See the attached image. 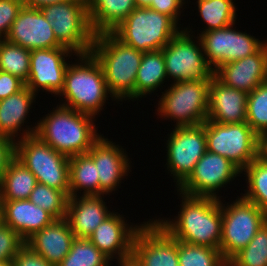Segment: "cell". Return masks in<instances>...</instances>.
Listing matches in <instances>:
<instances>
[{
    "instance_id": "6da1fadb",
    "label": "cell",
    "mask_w": 267,
    "mask_h": 266,
    "mask_svg": "<svg viewBox=\"0 0 267 266\" xmlns=\"http://www.w3.org/2000/svg\"><path fill=\"white\" fill-rule=\"evenodd\" d=\"M181 204L177 216L154 221L177 241L219 249L222 236L221 199L190 196L178 192Z\"/></svg>"
},
{
    "instance_id": "7a4b0ae2",
    "label": "cell",
    "mask_w": 267,
    "mask_h": 266,
    "mask_svg": "<svg viewBox=\"0 0 267 266\" xmlns=\"http://www.w3.org/2000/svg\"><path fill=\"white\" fill-rule=\"evenodd\" d=\"M94 121L95 117L58 103L40 118L37 124L35 122V135L57 152L70 158L87 153L102 136L97 133Z\"/></svg>"
},
{
    "instance_id": "3957f363",
    "label": "cell",
    "mask_w": 267,
    "mask_h": 266,
    "mask_svg": "<svg viewBox=\"0 0 267 266\" xmlns=\"http://www.w3.org/2000/svg\"><path fill=\"white\" fill-rule=\"evenodd\" d=\"M90 53L102 67L106 86L118 102L135 100V82L143 52L128 46L111 32L95 36Z\"/></svg>"
},
{
    "instance_id": "277c9868",
    "label": "cell",
    "mask_w": 267,
    "mask_h": 266,
    "mask_svg": "<svg viewBox=\"0 0 267 266\" xmlns=\"http://www.w3.org/2000/svg\"><path fill=\"white\" fill-rule=\"evenodd\" d=\"M70 63L63 88L57 95L64 99L60 105L93 117L100 115L109 97L116 101L109 95L102 67L91 53L78 54L77 60Z\"/></svg>"
},
{
    "instance_id": "5b68a950",
    "label": "cell",
    "mask_w": 267,
    "mask_h": 266,
    "mask_svg": "<svg viewBox=\"0 0 267 266\" xmlns=\"http://www.w3.org/2000/svg\"><path fill=\"white\" fill-rule=\"evenodd\" d=\"M180 26L165 14L136 7L111 33L136 50L150 52L162 50L182 30Z\"/></svg>"
},
{
    "instance_id": "8992f818",
    "label": "cell",
    "mask_w": 267,
    "mask_h": 266,
    "mask_svg": "<svg viewBox=\"0 0 267 266\" xmlns=\"http://www.w3.org/2000/svg\"><path fill=\"white\" fill-rule=\"evenodd\" d=\"M210 79L172 83L161 92L157 116L175 122L174 127L203 124L208 117Z\"/></svg>"
},
{
    "instance_id": "52a82bcc",
    "label": "cell",
    "mask_w": 267,
    "mask_h": 266,
    "mask_svg": "<svg viewBox=\"0 0 267 266\" xmlns=\"http://www.w3.org/2000/svg\"><path fill=\"white\" fill-rule=\"evenodd\" d=\"M40 10L64 47L76 54L90 53L96 34L90 24L86 0H67L45 5Z\"/></svg>"
},
{
    "instance_id": "ba28073f",
    "label": "cell",
    "mask_w": 267,
    "mask_h": 266,
    "mask_svg": "<svg viewBox=\"0 0 267 266\" xmlns=\"http://www.w3.org/2000/svg\"><path fill=\"white\" fill-rule=\"evenodd\" d=\"M15 158L34 174L37 183L69 197V157L32 135L15 142Z\"/></svg>"
},
{
    "instance_id": "9c48e42d",
    "label": "cell",
    "mask_w": 267,
    "mask_h": 266,
    "mask_svg": "<svg viewBox=\"0 0 267 266\" xmlns=\"http://www.w3.org/2000/svg\"><path fill=\"white\" fill-rule=\"evenodd\" d=\"M222 201L225 200H221L222 236L219 249L226 260H231L267 222V214L242 196L231 203L223 204Z\"/></svg>"
},
{
    "instance_id": "30bf717a",
    "label": "cell",
    "mask_w": 267,
    "mask_h": 266,
    "mask_svg": "<svg viewBox=\"0 0 267 266\" xmlns=\"http://www.w3.org/2000/svg\"><path fill=\"white\" fill-rule=\"evenodd\" d=\"M192 33L190 26L182 28L162 49L167 78L174 83L211 79L214 76V70L207 62L198 34L195 37Z\"/></svg>"
},
{
    "instance_id": "8fae6325",
    "label": "cell",
    "mask_w": 267,
    "mask_h": 266,
    "mask_svg": "<svg viewBox=\"0 0 267 266\" xmlns=\"http://www.w3.org/2000/svg\"><path fill=\"white\" fill-rule=\"evenodd\" d=\"M207 151L230 160L241 171L257 156V133L246 123L205 121Z\"/></svg>"
},
{
    "instance_id": "7c38bea8",
    "label": "cell",
    "mask_w": 267,
    "mask_h": 266,
    "mask_svg": "<svg viewBox=\"0 0 267 266\" xmlns=\"http://www.w3.org/2000/svg\"><path fill=\"white\" fill-rule=\"evenodd\" d=\"M170 132L166 140L165 166L178 188L207 151L205 122L195 126L174 127Z\"/></svg>"
},
{
    "instance_id": "4fadbf2b",
    "label": "cell",
    "mask_w": 267,
    "mask_h": 266,
    "mask_svg": "<svg viewBox=\"0 0 267 266\" xmlns=\"http://www.w3.org/2000/svg\"><path fill=\"white\" fill-rule=\"evenodd\" d=\"M241 174L242 171L224 156L206 151L177 192L221 199L218 191Z\"/></svg>"
},
{
    "instance_id": "5bb4252c",
    "label": "cell",
    "mask_w": 267,
    "mask_h": 266,
    "mask_svg": "<svg viewBox=\"0 0 267 266\" xmlns=\"http://www.w3.org/2000/svg\"><path fill=\"white\" fill-rule=\"evenodd\" d=\"M234 25L199 35L207 62L214 71L223 64L253 55L267 42L236 30Z\"/></svg>"
},
{
    "instance_id": "9a60e30c",
    "label": "cell",
    "mask_w": 267,
    "mask_h": 266,
    "mask_svg": "<svg viewBox=\"0 0 267 266\" xmlns=\"http://www.w3.org/2000/svg\"><path fill=\"white\" fill-rule=\"evenodd\" d=\"M77 55L67 47L32 50L29 77L25 85L35 94L42 89L51 95H58L63 88L65 72L69 65L67 57L76 58Z\"/></svg>"
},
{
    "instance_id": "2e32d148",
    "label": "cell",
    "mask_w": 267,
    "mask_h": 266,
    "mask_svg": "<svg viewBox=\"0 0 267 266\" xmlns=\"http://www.w3.org/2000/svg\"><path fill=\"white\" fill-rule=\"evenodd\" d=\"M132 254L143 266H179L178 241L154 218L143 222L133 239Z\"/></svg>"
},
{
    "instance_id": "e0dca14e",
    "label": "cell",
    "mask_w": 267,
    "mask_h": 266,
    "mask_svg": "<svg viewBox=\"0 0 267 266\" xmlns=\"http://www.w3.org/2000/svg\"><path fill=\"white\" fill-rule=\"evenodd\" d=\"M124 150L121 145H116L102 134L87 152L97 167L100 195L104 197L118 190L121 180L131 172V160Z\"/></svg>"
},
{
    "instance_id": "ac0fdd59",
    "label": "cell",
    "mask_w": 267,
    "mask_h": 266,
    "mask_svg": "<svg viewBox=\"0 0 267 266\" xmlns=\"http://www.w3.org/2000/svg\"><path fill=\"white\" fill-rule=\"evenodd\" d=\"M5 39L30 51L64 47L57 40L52 25L42 11L25 6L19 10Z\"/></svg>"
},
{
    "instance_id": "d6986e66",
    "label": "cell",
    "mask_w": 267,
    "mask_h": 266,
    "mask_svg": "<svg viewBox=\"0 0 267 266\" xmlns=\"http://www.w3.org/2000/svg\"><path fill=\"white\" fill-rule=\"evenodd\" d=\"M214 76L227 87L252 92L267 81V42L253 55L219 66Z\"/></svg>"
},
{
    "instance_id": "ffe728a7",
    "label": "cell",
    "mask_w": 267,
    "mask_h": 266,
    "mask_svg": "<svg viewBox=\"0 0 267 266\" xmlns=\"http://www.w3.org/2000/svg\"><path fill=\"white\" fill-rule=\"evenodd\" d=\"M142 224H129L114 211L88 239L111 261L118 260L132 254L133 239Z\"/></svg>"
},
{
    "instance_id": "44dd1931",
    "label": "cell",
    "mask_w": 267,
    "mask_h": 266,
    "mask_svg": "<svg viewBox=\"0 0 267 266\" xmlns=\"http://www.w3.org/2000/svg\"><path fill=\"white\" fill-rule=\"evenodd\" d=\"M248 93L227 87L215 76L210 79L208 117L220 124L246 122Z\"/></svg>"
},
{
    "instance_id": "7402d4cb",
    "label": "cell",
    "mask_w": 267,
    "mask_h": 266,
    "mask_svg": "<svg viewBox=\"0 0 267 266\" xmlns=\"http://www.w3.org/2000/svg\"><path fill=\"white\" fill-rule=\"evenodd\" d=\"M36 97L37 94L25 85L20 91L0 100V135L14 142L35 135L37 126L26 125L27 128L24 129V123H27L30 109L34 108L32 105L36 102Z\"/></svg>"
},
{
    "instance_id": "603a6c76",
    "label": "cell",
    "mask_w": 267,
    "mask_h": 266,
    "mask_svg": "<svg viewBox=\"0 0 267 266\" xmlns=\"http://www.w3.org/2000/svg\"><path fill=\"white\" fill-rule=\"evenodd\" d=\"M103 196H69L66 219L75 238L88 239L114 213L106 206Z\"/></svg>"
},
{
    "instance_id": "cb8c5ba5",
    "label": "cell",
    "mask_w": 267,
    "mask_h": 266,
    "mask_svg": "<svg viewBox=\"0 0 267 266\" xmlns=\"http://www.w3.org/2000/svg\"><path fill=\"white\" fill-rule=\"evenodd\" d=\"M0 206L1 221L16 231L24 242L55 220L29 199L0 200Z\"/></svg>"
},
{
    "instance_id": "d4e9b609",
    "label": "cell",
    "mask_w": 267,
    "mask_h": 266,
    "mask_svg": "<svg viewBox=\"0 0 267 266\" xmlns=\"http://www.w3.org/2000/svg\"><path fill=\"white\" fill-rule=\"evenodd\" d=\"M75 235L66 218L55 219L51 224L31 236L25 244L44 257L53 266H58L69 253Z\"/></svg>"
},
{
    "instance_id": "484cf974",
    "label": "cell",
    "mask_w": 267,
    "mask_h": 266,
    "mask_svg": "<svg viewBox=\"0 0 267 266\" xmlns=\"http://www.w3.org/2000/svg\"><path fill=\"white\" fill-rule=\"evenodd\" d=\"M93 32H111L135 8V0H86Z\"/></svg>"
},
{
    "instance_id": "4316f807",
    "label": "cell",
    "mask_w": 267,
    "mask_h": 266,
    "mask_svg": "<svg viewBox=\"0 0 267 266\" xmlns=\"http://www.w3.org/2000/svg\"><path fill=\"white\" fill-rule=\"evenodd\" d=\"M167 78L164 54L162 50L143 52L135 82V101L156 93ZM161 86V87H160Z\"/></svg>"
},
{
    "instance_id": "83f0119b",
    "label": "cell",
    "mask_w": 267,
    "mask_h": 266,
    "mask_svg": "<svg viewBox=\"0 0 267 266\" xmlns=\"http://www.w3.org/2000/svg\"><path fill=\"white\" fill-rule=\"evenodd\" d=\"M98 176L97 167L87 153L70 157L69 196H80L81 191L83 196L100 195Z\"/></svg>"
},
{
    "instance_id": "f1b7e54d",
    "label": "cell",
    "mask_w": 267,
    "mask_h": 266,
    "mask_svg": "<svg viewBox=\"0 0 267 266\" xmlns=\"http://www.w3.org/2000/svg\"><path fill=\"white\" fill-rule=\"evenodd\" d=\"M36 184L34 174L14 157L0 182V200L29 199Z\"/></svg>"
},
{
    "instance_id": "f546056e",
    "label": "cell",
    "mask_w": 267,
    "mask_h": 266,
    "mask_svg": "<svg viewBox=\"0 0 267 266\" xmlns=\"http://www.w3.org/2000/svg\"><path fill=\"white\" fill-rule=\"evenodd\" d=\"M198 13L207 26L200 31L203 32L224 28L235 24L237 13L233 0H197Z\"/></svg>"
},
{
    "instance_id": "4dcf8cb0",
    "label": "cell",
    "mask_w": 267,
    "mask_h": 266,
    "mask_svg": "<svg viewBox=\"0 0 267 266\" xmlns=\"http://www.w3.org/2000/svg\"><path fill=\"white\" fill-rule=\"evenodd\" d=\"M242 174L246 176L248 186L240 195L267 214V163L256 158L242 170Z\"/></svg>"
},
{
    "instance_id": "1f68e13d",
    "label": "cell",
    "mask_w": 267,
    "mask_h": 266,
    "mask_svg": "<svg viewBox=\"0 0 267 266\" xmlns=\"http://www.w3.org/2000/svg\"><path fill=\"white\" fill-rule=\"evenodd\" d=\"M30 55L29 49L6 39L0 40V71L16 76L26 84L30 71Z\"/></svg>"
},
{
    "instance_id": "d6a6232c",
    "label": "cell",
    "mask_w": 267,
    "mask_h": 266,
    "mask_svg": "<svg viewBox=\"0 0 267 266\" xmlns=\"http://www.w3.org/2000/svg\"><path fill=\"white\" fill-rule=\"evenodd\" d=\"M110 261L89 239L75 238L58 266H110Z\"/></svg>"
},
{
    "instance_id": "836d02e7",
    "label": "cell",
    "mask_w": 267,
    "mask_h": 266,
    "mask_svg": "<svg viewBox=\"0 0 267 266\" xmlns=\"http://www.w3.org/2000/svg\"><path fill=\"white\" fill-rule=\"evenodd\" d=\"M225 260L220 249L178 241L179 266H219Z\"/></svg>"
},
{
    "instance_id": "e575fe53",
    "label": "cell",
    "mask_w": 267,
    "mask_h": 266,
    "mask_svg": "<svg viewBox=\"0 0 267 266\" xmlns=\"http://www.w3.org/2000/svg\"><path fill=\"white\" fill-rule=\"evenodd\" d=\"M69 197L57 189L37 183L29 196L36 206L50 213L55 219L66 218Z\"/></svg>"
},
{
    "instance_id": "d590c367",
    "label": "cell",
    "mask_w": 267,
    "mask_h": 266,
    "mask_svg": "<svg viewBox=\"0 0 267 266\" xmlns=\"http://www.w3.org/2000/svg\"><path fill=\"white\" fill-rule=\"evenodd\" d=\"M231 261L235 266H267V222Z\"/></svg>"
},
{
    "instance_id": "8d00e7d4",
    "label": "cell",
    "mask_w": 267,
    "mask_h": 266,
    "mask_svg": "<svg viewBox=\"0 0 267 266\" xmlns=\"http://www.w3.org/2000/svg\"><path fill=\"white\" fill-rule=\"evenodd\" d=\"M246 123L257 133L267 131V81L248 93Z\"/></svg>"
},
{
    "instance_id": "74e56055",
    "label": "cell",
    "mask_w": 267,
    "mask_h": 266,
    "mask_svg": "<svg viewBox=\"0 0 267 266\" xmlns=\"http://www.w3.org/2000/svg\"><path fill=\"white\" fill-rule=\"evenodd\" d=\"M24 244L16 231L0 222V262H11Z\"/></svg>"
},
{
    "instance_id": "f35d334b",
    "label": "cell",
    "mask_w": 267,
    "mask_h": 266,
    "mask_svg": "<svg viewBox=\"0 0 267 266\" xmlns=\"http://www.w3.org/2000/svg\"><path fill=\"white\" fill-rule=\"evenodd\" d=\"M22 7L21 0H0V40L7 37L11 25Z\"/></svg>"
},
{
    "instance_id": "ab89813d",
    "label": "cell",
    "mask_w": 267,
    "mask_h": 266,
    "mask_svg": "<svg viewBox=\"0 0 267 266\" xmlns=\"http://www.w3.org/2000/svg\"><path fill=\"white\" fill-rule=\"evenodd\" d=\"M12 266H53L44 257L24 244L11 261Z\"/></svg>"
},
{
    "instance_id": "60d3db41",
    "label": "cell",
    "mask_w": 267,
    "mask_h": 266,
    "mask_svg": "<svg viewBox=\"0 0 267 266\" xmlns=\"http://www.w3.org/2000/svg\"><path fill=\"white\" fill-rule=\"evenodd\" d=\"M185 4V0H153L148 8L171 17L179 25L178 21L181 20Z\"/></svg>"
},
{
    "instance_id": "b9f144b4",
    "label": "cell",
    "mask_w": 267,
    "mask_h": 266,
    "mask_svg": "<svg viewBox=\"0 0 267 266\" xmlns=\"http://www.w3.org/2000/svg\"><path fill=\"white\" fill-rule=\"evenodd\" d=\"M25 83L10 73L0 71V100L20 91Z\"/></svg>"
},
{
    "instance_id": "7bdbcfd3",
    "label": "cell",
    "mask_w": 267,
    "mask_h": 266,
    "mask_svg": "<svg viewBox=\"0 0 267 266\" xmlns=\"http://www.w3.org/2000/svg\"><path fill=\"white\" fill-rule=\"evenodd\" d=\"M15 157V142L10 138L0 135V182L8 164Z\"/></svg>"
},
{
    "instance_id": "ee69618b",
    "label": "cell",
    "mask_w": 267,
    "mask_h": 266,
    "mask_svg": "<svg viewBox=\"0 0 267 266\" xmlns=\"http://www.w3.org/2000/svg\"><path fill=\"white\" fill-rule=\"evenodd\" d=\"M256 158L267 163V131L257 135V156Z\"/></svg>"
},
{
    "instance_id": "f6af8a7d",
    "label": "cell",
    "mask_w": 267,
    "mask_h": 266,
    "mask_svg": "<svg viewBox=\"0 0 267 266\" xmlns=\"http://www.w3.org/2000/svg\"><path fill=\"white\" fill-rule=\"evenodd\" d=\"M67 0H21V3L25 7H31V8H41L45 5L49 4H57L60 2H64Z\"/></svg>"
},
{
    "instance_id": "bcb514c9",
    "label": "cell",
    "mask_w": 267,
    "mask_h": 266,
    "mask_svg": "<svg viewBox=\"0 0 267 266\" xmlns=\"http://www.w3.org/2000/svg\"><path fill=\"white\" fill-rule=\"evenodd\" d=\"M116 262L118 263V266H143L133 254L120 258Z\"/></svg>"
},
{
    "instance_id": "7dc6e473",
    "label": "cell",
    "mask_w": 267,
    "mask_h": 266,
    "mask_svg": "<svg viewBox=\"0 0 267 266\" xmlns=\"http://www.w3.org/2000/svg\"><path fill=\"white\" fill-rule=\"evenodd\" d=\"M153 0H135L136 7H149Z\"/></svg>"
},
{
    "instance_id": "c3c4849f",
    "label": "cell",
    "mask_w": 267,
    "mask_h": 266,
    "mask_svg": "<svg viewBox=\"0 0 267 266\" xmlns=\"http://www.w3.org/2000/svg\"><path fill=\"white\" fill-rule=\"evenodd\" d=\"M219 266H235L231 260H225Z\"/></svg>"
},
{
    "instance_id": "681fc988",
    "label": "cell",
    "mask_w": 267,
    "mask_h": 266,
    "mask_svg": "<svg viewBox=\"0 0 267 266\" xmlns=\"http://www.w3.org/2000/svg\"><path fill=\"white\" fill-rule=\"evenodd\" d=\"M0 266H12L11 262H0Z\"/></svg>"
},
{
    "instance_id": "f907efd6",
    "label": "cell",
    "mask_w": 267,
    "mask_h": 266,
    "mask_svg": "<svg viewBox=\"0 0 267 266\" xmlns=\"http://www.w3.org/2000/svg\"><path fill=\"white\" fill-rule=\"evenodd\" d=\"M0 222H1V206H0Z\"/></svg>"
}]
</instances>
